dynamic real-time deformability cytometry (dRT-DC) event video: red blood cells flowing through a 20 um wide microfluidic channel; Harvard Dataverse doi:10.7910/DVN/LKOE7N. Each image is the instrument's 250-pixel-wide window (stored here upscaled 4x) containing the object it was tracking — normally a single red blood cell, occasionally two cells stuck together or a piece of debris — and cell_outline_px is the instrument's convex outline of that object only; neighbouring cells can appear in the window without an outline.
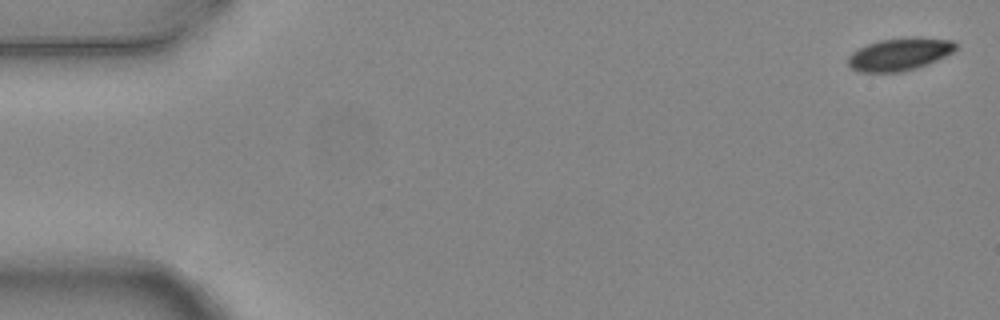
{"species": "common noctule bat (a hibernating species)", "species_latin": "Nyctalus noctula", "temperature_condition": "warm", "stored_images_in_passage": 5, "camera_frame_rate_fps": 3000, "um_per_image_px": 0.085, "animal": {"sex": "female", "body_mass_g": 24.6, "forearm_length_mm": 56.2}, "frame": {"image": 1, "passage_image": 1, "time_ms": 0.0, "image_size_px": [1000, 320], "cell_outline_px": [[956, 48], [952, 52], [928, 64], [916, 68], [900, 72], [860, 72], [852, 68], [848, 64], [848, 56], [852, 52], [868, 44], [880, 40], [908, 36], [916, 36], [952, 40], [956, 44]], "centroid_in_image_um": [76.46, 4.59], "position_along_channel_um": 8.5, "area_um2": 20.46}}
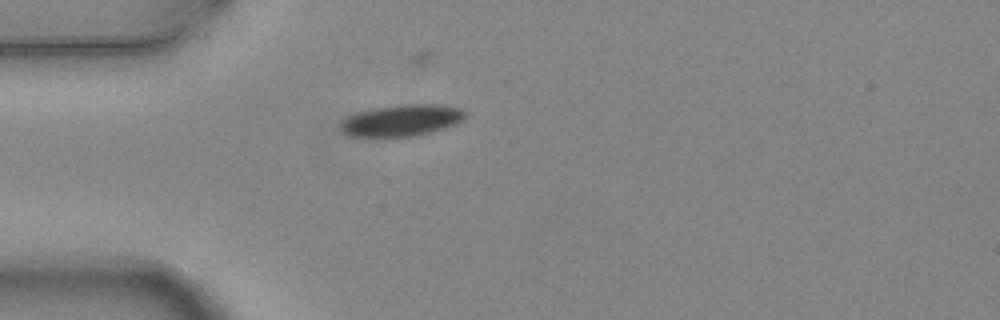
{"frame": {"image": 2, "passage_image": 5, "time_ms": 1.333, "image_size_px": [1000, 320], "cell_outline_px": [[468, 116], [456, 124], [444, 128], [416, 136], [348, 136], [340, 132], [340, 124], [348, 116], [356, 112], [372, 108], [404, 104], [436, 104], [460, 108], [468, 112]], "centroid_in_image_um": [34.15, 10.22], "position_along_channel_um": 50.9, "area_um2": 23.06}}